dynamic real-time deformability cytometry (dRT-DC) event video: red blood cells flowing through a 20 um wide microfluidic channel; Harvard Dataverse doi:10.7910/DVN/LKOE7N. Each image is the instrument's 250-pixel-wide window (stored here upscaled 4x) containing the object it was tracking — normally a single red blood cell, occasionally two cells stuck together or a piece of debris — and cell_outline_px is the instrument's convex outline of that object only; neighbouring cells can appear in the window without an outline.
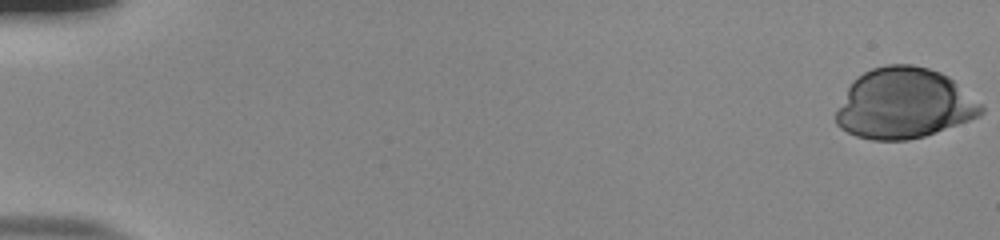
{"species": "human", "species_latin": "Homo sapiens", "temperature_condition": "room temperature", "stored_images_in_passage": 47, "camera_frame_rate_fps": 3000, "um_per_image_px": 0.085, "donor": {"sex": "male"}, "frame": {"image": 1, "passage_image": 1, "time_ms": 0.0, "image_size_px": [1000, 240], "cell_outline_px": [[984, 112], [980, 116], [936, 132], [924, 136], [908, 140], [872, 140], [856, 136], [840, 128], [836, 124], [836, 112], [852, 80], [864, 72], [872, 68], [888, 64], [912, 64], [928, 68], [940, 72], [948, 76], [984, 104]], "centroid_in_image_um": [76.87, 8.8], "position_along_channel_um": 8.1, "area_um2": 59.71}}
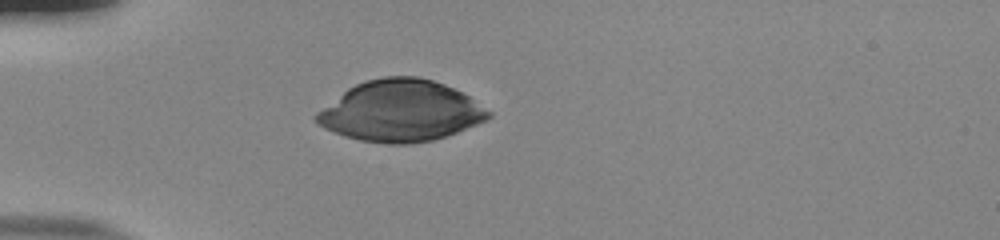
{"frame": {"image": 2, "passage_image": 17, "time_ms": 5.333, "image_size_px": [1000, 240], "cell_outline_px": [[492, 116], [488, 120], [456, 132], [432, 140], [408, 144], [388, 144], [360, 140], [344, 136], [324, 128], [316, 124], [312, 120], [312, 116], [316, 112], [348, 88], [364, 80], [384, 76], [420, 76], [444, 84], [468, 96], [492, 112]], "centroid_in_image_um": [34.01, 9.43], "position_along_channel_um": 51.0, "area_um2": 61.44}}
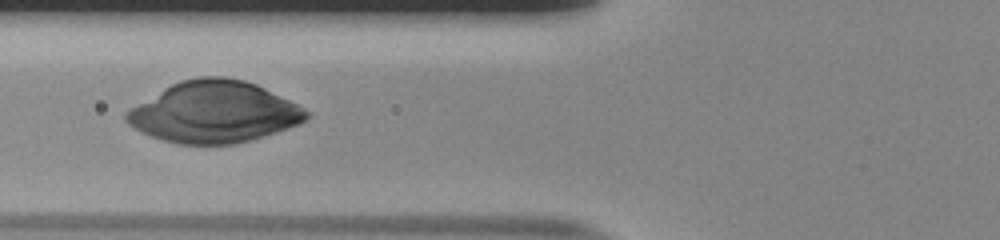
{"frame": {"image": 3, "passage_image": 23, "time_ms": 7.333, "image_size_px": [1000, 240], "cell_outline_px": [[308, 116], [300, 124], [264, 136], [236, 144], [176, 144], [152, 136], [128, 124], [124, 120], [124, 112], [164, 88], [180, 80], [200, 76], [224, 76], [244, 80], [256, 84], [304, 108], [308, 112]], "centroid_in_image_um": [18.18, 9.52], "position_along_channel_um": 107.6, "area_um2": 63.93}}